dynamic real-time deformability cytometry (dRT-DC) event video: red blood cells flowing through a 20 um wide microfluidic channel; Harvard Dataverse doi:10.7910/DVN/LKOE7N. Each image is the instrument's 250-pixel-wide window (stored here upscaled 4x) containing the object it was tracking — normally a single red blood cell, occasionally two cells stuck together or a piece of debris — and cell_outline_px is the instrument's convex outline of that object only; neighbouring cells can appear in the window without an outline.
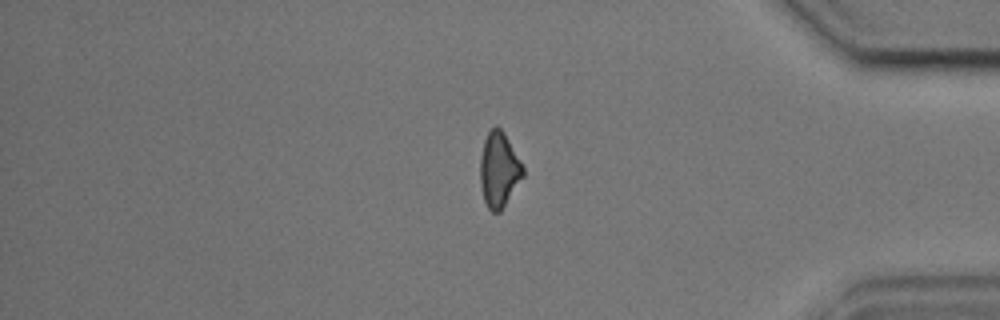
{"species": "common noctule bat (a hibernating species)", "species_latin": "Nyctalus noctula", "temperature_condition": "cold", "stored_images_in_passage": 36, "camera_frame_rate_fps": 3000, "um_per_image_px": 0.085, "animal": {"sex": "male", "body_mass_g": 17.9, "forearm_length_mm": 54.2}, "frame": {"image": 1, "passage_image": 31, "time_ms": 10.0, "image_size_px": [1000, 320], "cell_outline_px": [[524, 176], [500, 212], [492, 212], [488, 208], [484, 200], [480, 184], [480, 156], [484, 140], [488, 132], [496, 124], [504, 132], [520, 160], [524, 168]], "centroid_in_image_um": [42.41, 14.42], "position_along_channel_um": 392.8, "area_um2": 18.79}}